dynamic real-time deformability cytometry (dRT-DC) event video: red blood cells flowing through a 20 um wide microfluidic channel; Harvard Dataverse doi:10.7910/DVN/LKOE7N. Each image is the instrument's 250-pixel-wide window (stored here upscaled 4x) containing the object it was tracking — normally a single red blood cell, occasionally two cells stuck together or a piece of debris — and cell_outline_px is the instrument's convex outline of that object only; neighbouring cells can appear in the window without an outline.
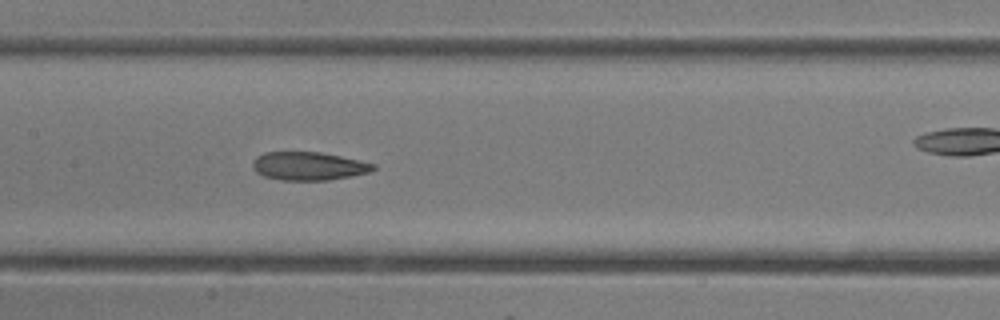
{"species": "common noctule bat (a hibernating species)", "species_latin": "Nyctalus noctula", "temperature_condition": "room temperature", "stored_images_in_passage": 33, "camera_frame_rate_fps": 3000, "um_per_image_px": 0.085, "animal": {"sex": "female"}, "frame": {"image": 1, "passage_image": 15, "time_ms": 4.667, "image_size_px": [1000, 320], "cell_outline_px": [[376, 168], [368, 172], [352, 176], [328, 180], [280, 180], [264, 176], [256, 172], [252, 168], [252, 160], [256, 156], [264, 152], [320, 152], [360, 160], [376, 164]], "centroid_in_image_um": [26.21, 14.11], "position_along_channel_um": 181.2, "area_um2": 20.0}}
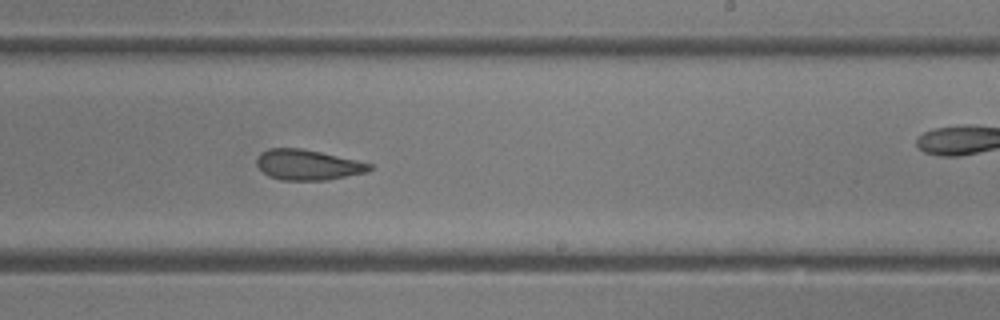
{"frame": {"image": 2, "passage_image": 19, "time_ms": 6.0, "image_size_px": [1000, 320], "cell_outline_px": [[372, 168], [368, 172], [324, 180], [280, 180], [268, 176], [256, 164], [256, 156], [260, 152], [268, 148], [300, 148], [320, 152], [356, 160], [372, 164]], "centroid_in_image_um": [26.12, 14.01], "position_along_channel_um": 262.9, "area_um2": 19.94}}